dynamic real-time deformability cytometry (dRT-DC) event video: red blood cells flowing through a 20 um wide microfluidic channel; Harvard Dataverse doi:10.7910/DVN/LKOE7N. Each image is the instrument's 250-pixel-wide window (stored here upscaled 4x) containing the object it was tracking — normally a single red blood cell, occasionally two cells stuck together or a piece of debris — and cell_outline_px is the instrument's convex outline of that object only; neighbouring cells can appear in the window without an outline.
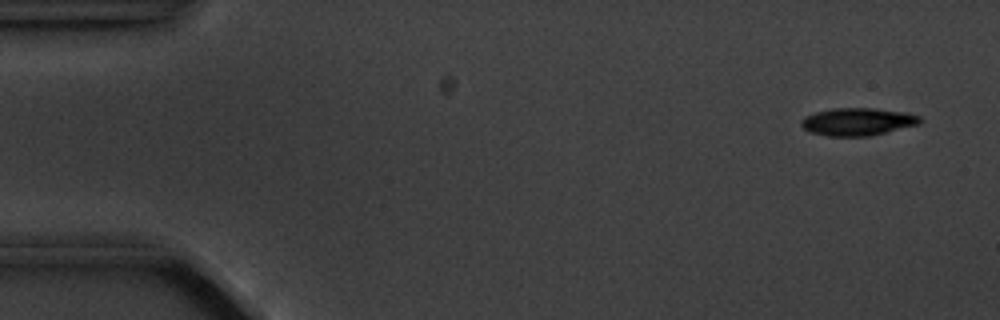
{"species": "common noctule bat (a hibernating species)", "species_latin": "Nyctalus noctula", "temperature_condition": "cold", "stored_images_in_passage": 4, "camera_frame_rate_fps": 3000, "um_per_image_px": 0.085, "animal": {"sex": "male", "body_mass_g": 20.1, "forearm_length_mm": 53.5}, "frame": {"image": 1, "passage_image": 1, "time_ms": 0.0, "image_size_px": [1000, 320], "cell_outline_px": [[924, 120], [920, 124], [868, 136], [828, 136], [812, 132], [804, 128], [800, 124], [800, 120], [804, 116], [816, 112], [832, 108], [876, 108], [908, 112], [920, 116]], "centroid_in_image_um": [72.93, 10.33], "position_along_channel_um": 12.1, "area_um2": 19.25}}